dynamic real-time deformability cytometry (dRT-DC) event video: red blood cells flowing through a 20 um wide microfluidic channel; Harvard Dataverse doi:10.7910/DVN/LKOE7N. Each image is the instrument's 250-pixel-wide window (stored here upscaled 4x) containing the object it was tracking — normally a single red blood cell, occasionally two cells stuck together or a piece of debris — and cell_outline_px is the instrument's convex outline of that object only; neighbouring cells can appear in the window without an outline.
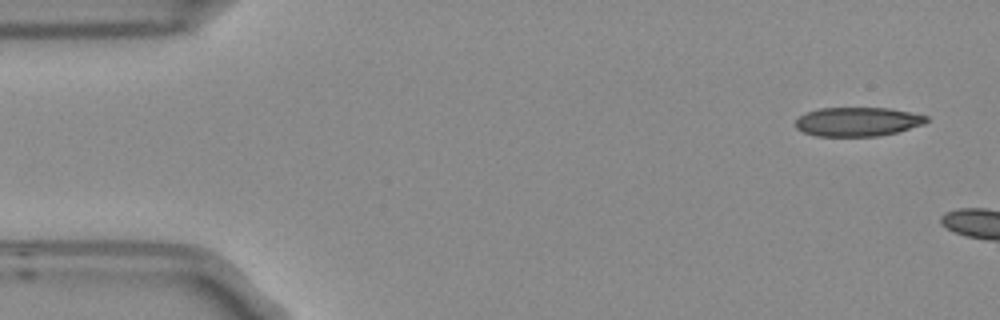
{"species": "Egyptian fruit bat (a non-hibernating species)", "species_latin": "Rousettus aegyptiacus", "temperature_condition": "room temperature", "stored_images_in_passage": 3, "camera_frame_rate_fps": 3000, "um_per_image_px": 0.085, "frame": {"image": 1, "passage_image": 1, "time_ms": 0.0, "image_size_px": [1000, 320], "cell_outline_px": [[928, 120], [924, 124], [896, 132], [880, 136], [816, 136], [804, 132], [796, 128], [796, 120], [804, 112], [820, 108], [892, 108], [928, 116]], "centroid_in_image_um": [72.89, 10.34], "position_along_channel_um": 12.1, "area_um2": 22.2}}